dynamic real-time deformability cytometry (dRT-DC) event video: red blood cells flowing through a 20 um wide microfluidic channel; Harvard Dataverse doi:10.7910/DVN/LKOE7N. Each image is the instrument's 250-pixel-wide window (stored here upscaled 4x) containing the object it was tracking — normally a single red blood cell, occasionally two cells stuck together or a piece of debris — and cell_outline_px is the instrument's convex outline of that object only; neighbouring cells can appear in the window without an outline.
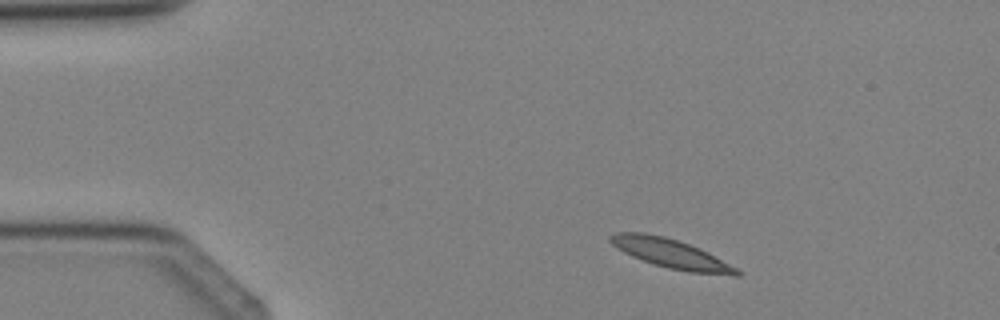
{"species": "Egyptian fruit bat (a non-hibernating species)", "species_latin": "Rousettus aegyptiacus", "temperature_condition": "cold", "stored_images_in_passage": 3, "camera_frame_rate_fps": 3000, "um_per_image_px": 0.085, "animal": {"sex": "female"}, "frame": {"image": 1, "passage_image": 1, "time_ms": 0.0, "image_size_px": [1000, 320], "cell_outline_px": [[744, 272], [740, 276], [736, 276], [688, 272], [668, 268], [632, 256], [616, 248], [608, 240], [608, 236], [616, 232], [644, 232], [664, 236], [700, 248], [708, 252]], "centroid_in_image_um": [57.05, 21.56], "position_along_channel_um": 27.9, "area_um2": 21.5}}